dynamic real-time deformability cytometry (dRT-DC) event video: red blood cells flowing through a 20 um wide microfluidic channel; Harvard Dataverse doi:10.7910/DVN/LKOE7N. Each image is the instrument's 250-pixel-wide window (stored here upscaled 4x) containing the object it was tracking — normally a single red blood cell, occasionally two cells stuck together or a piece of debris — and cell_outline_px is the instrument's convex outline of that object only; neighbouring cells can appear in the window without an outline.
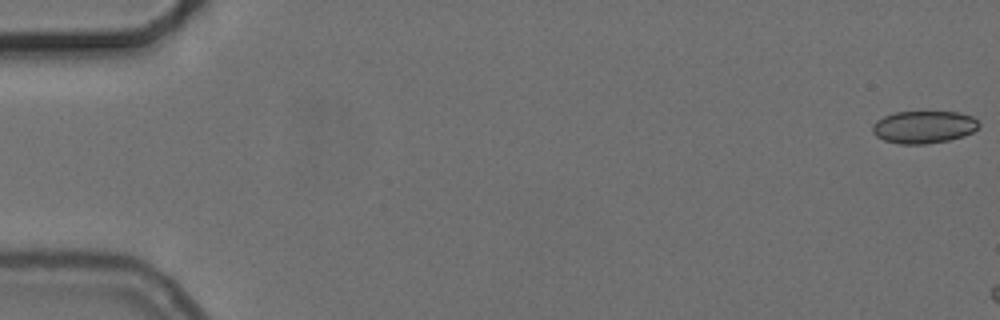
{"species": "common noctule bat (a hibernating species)", "species_latin": "Nyctalus noctula", "temperature_condition": "cold", "stored_images_in_passage": 7, "camera_frame_rate_fps": 3000, "um_per_image_px": 0.085, "animal": {"sex": "female", "body_mass_g": 24.6, "forearm_length_mm": 56.2}, "frame": {"image": 1, "passage_image": 1, "time_ms": 0.0, "image_size_px": [1000, 320], "cell_outline_px": [[980, 124], [972, 132], [964, 136], [948, 140], [924, 144], [900, 144], [884, 140], [876, 136], [872, 132], [872, 124], [876, 120], [884, 116], [896, 112], [960, 112], [972, 116]], "centroid_in_image_um": [78.5, 10.79], "position_along_channel_um": 6.5, "area_um2": 20.11}}